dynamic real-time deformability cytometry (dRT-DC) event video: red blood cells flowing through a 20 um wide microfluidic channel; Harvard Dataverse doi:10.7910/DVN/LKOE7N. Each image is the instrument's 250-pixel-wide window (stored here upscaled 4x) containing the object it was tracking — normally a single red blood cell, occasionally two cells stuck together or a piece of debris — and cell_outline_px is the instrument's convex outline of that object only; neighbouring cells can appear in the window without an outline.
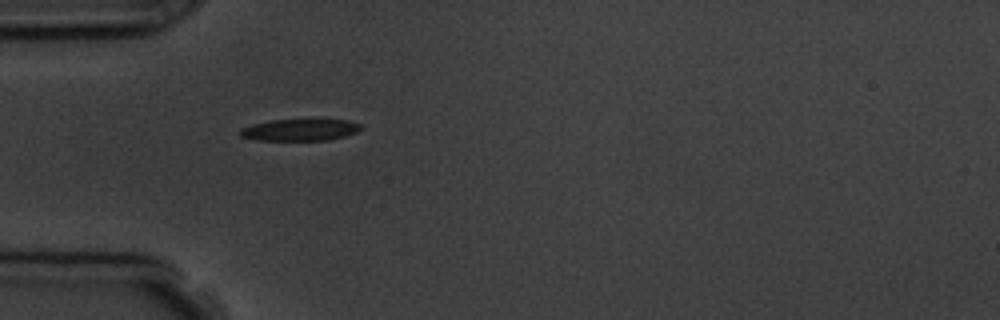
{"species": "common noctule bat (a hibernating species)", "species_latin": "Nyctalus noctula", "temperature_condition": "room temperature", "stored_images_in_passage": 1, "camera_frame_rate_fps": 3000, "um_per_image_px": 0.085, "animal": {"sex": "male", "body_mass_g": 19.5, "forearm_length_mm": 54.6}, "frame": {"image": 1, "passage_image": 1, "time_ms": 0.0, "image_size_px": [1000, 320], "cell_outline_px": [[364, 128], [356, 132], [344, 136], [328, 140], [260, 140], [240, 136], [240, 128], [252, 124], [272, 120], [320, 116], [344, 120], [360, 124]], "centroid_in_image_um": [25.56, 10.98], "position_along_channel_um": 59.4, "area_um2": 16.13}}